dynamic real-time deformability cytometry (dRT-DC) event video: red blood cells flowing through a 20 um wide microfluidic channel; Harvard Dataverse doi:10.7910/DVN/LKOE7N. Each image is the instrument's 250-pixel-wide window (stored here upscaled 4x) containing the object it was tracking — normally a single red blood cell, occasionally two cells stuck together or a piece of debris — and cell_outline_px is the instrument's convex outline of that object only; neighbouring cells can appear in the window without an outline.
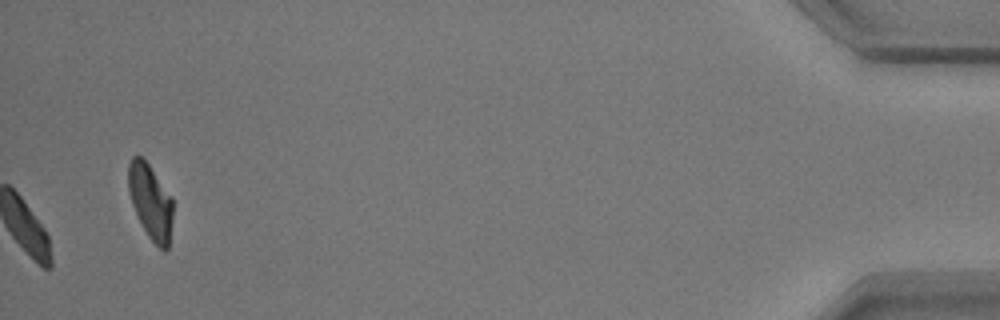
{"species": "common noctule bat (a hibernating species)", "species_latin": "Nyctalus noctula", "temperature_condition": "warm", "stored_images_in_passage": 41, "camera_frame_rate_fps": 3000, "um_per_image_px": 0.085, "animal": {"sex": "male", "body_mass_g": 17.9}, "frame": {"image": 1, "passage_image": 41, "time_ms": 13.333, "image_size_px": [1000, 320], "cell_outline_px": [[172, 220], [168, 248], [164, 252], [148, 236], [132, 204], [128, 192], [128, 164], [132, 156], [140, 156], [148, 164], [172, 196]], "centroid_in_image_um": [12.79, 17.12], "position_along_channel_um": 422.4, "area_um2": 19.25}, "authors_computed_cell_mechanics": {"area_um2": 18.3226, "velocity_mm_per_s": 3.4741, "shape_relaxation_time_tau1_ms": 1.2882, "shape_relaxation_time_tau2_ms": null, "deformation_change_tau1": 0.0948, "deformation_change_tau2": null}}